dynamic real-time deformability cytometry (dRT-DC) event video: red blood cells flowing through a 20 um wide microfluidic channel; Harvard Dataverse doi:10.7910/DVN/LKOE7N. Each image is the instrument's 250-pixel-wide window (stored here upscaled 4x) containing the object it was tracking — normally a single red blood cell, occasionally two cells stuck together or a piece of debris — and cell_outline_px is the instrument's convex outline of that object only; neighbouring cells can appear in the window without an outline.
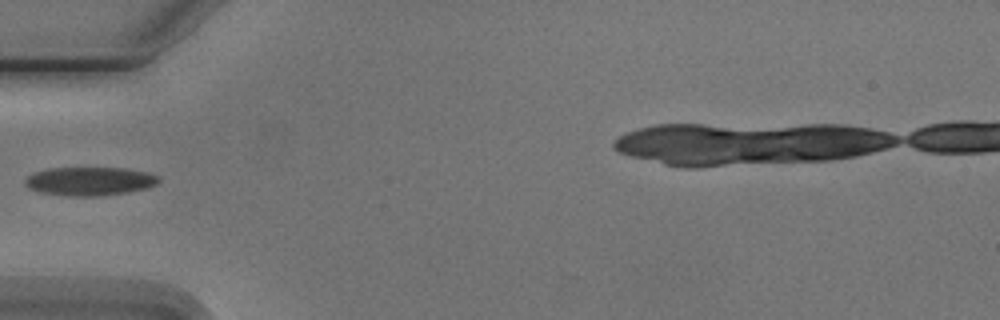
{"species": "Egyptian fruit bat (a non-hibernating species)", "species_latin": "Rousettus aegyptiacus", "temperature_condition": "cold", "stored_images_in_passage": 7, "camera_frame_rate_fps": 3000, "um_per_image_px": 0.085, "animal": {"sex": "male"}, "frame": {"image": 1, "passage_image": 6, "time_ms": 6.0, "image_size_px": [1000, 320], "cell_outline_px": [[160, 180], [156, 184], [148, 188], [128, 192], [100, 196], [68, 196], [40, 192], [28, 188], [24, 184], [24, 180], [32, 172], [48, 168], [124, 168], [148, 172], [160, 176]], "centroid_in_image_um": [7.62, 15.4], "position_along_channel_um": 77.4, "area_um2": 22.48}}
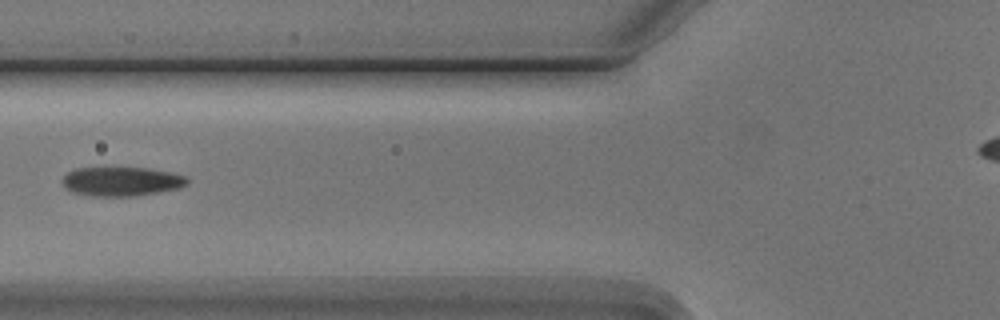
{"frame": {"image": 2, "passage_image": 7, "time_ms": 7.0, "image_size_px": [1000, 320], "cell_outline_px": [[188, 184], [180, 188], [136, 196], [92, 196], [72, 192], [64, 188], [60, 180], [68, 172], [76, 168], [148, 168], [172, 172], [188, 176]], "centroid_in_image_um": [10.33, 15.42], "position_along_channel_um": 115.5, "area_um2": 21.44}}